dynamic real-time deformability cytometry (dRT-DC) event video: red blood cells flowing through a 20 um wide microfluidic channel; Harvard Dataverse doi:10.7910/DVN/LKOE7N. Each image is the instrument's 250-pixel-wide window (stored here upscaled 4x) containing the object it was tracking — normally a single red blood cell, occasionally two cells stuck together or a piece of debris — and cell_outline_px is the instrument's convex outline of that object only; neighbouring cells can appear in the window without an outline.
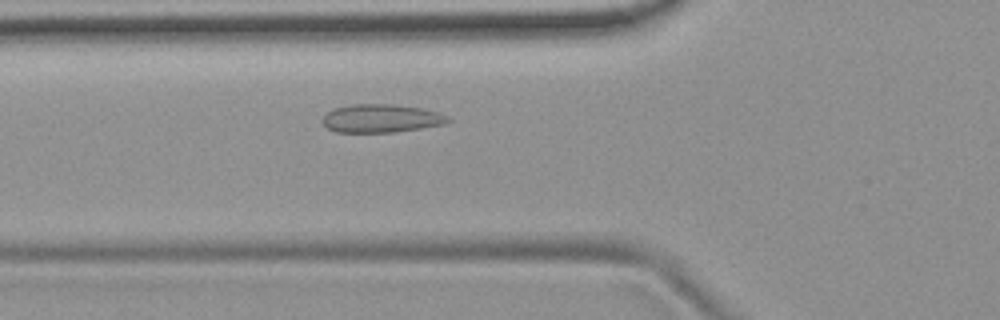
{"species": "common noctule bat (a hibernating species)", "species_latin": "Nyctalus noctula", "temperature_condition": "room temperature", "stored_images_in_passage": 47, "camera_frame_rate_fps": 3000, "um_per_image_px": 0.085, "animal": {"sex": "female", "body_mass_g": 19.9}, "frame": {"image": 1, "passage_image": 13, "time_ms": 4.0, "image_size_px": [1000, 320], "cell_outline_px": [[452, 120], [444, 124], [396, 132], [336, 132], [328, 128], [320, 120], [332, 108], [352, 104], [392, 104], [420, 108], [436, 112], [448, 116]], "centroid_in_image_um": [32.37, 10.06], "position_along_channel_um": 93.4, "area_um2": 20.63}}
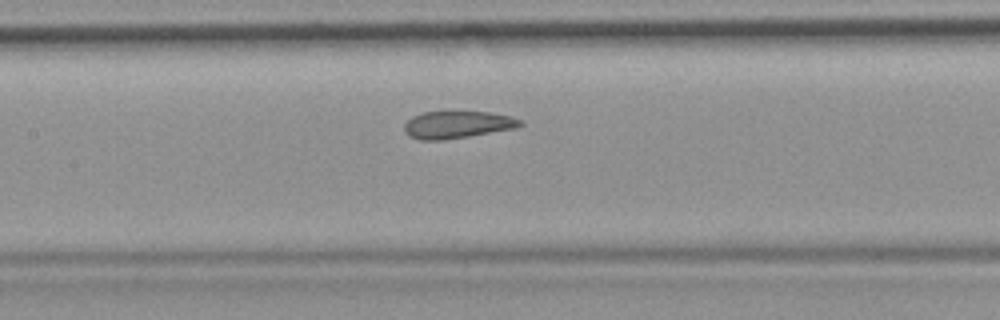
{"frame": {"image": 2, "passage_image": 19, "time_ms": 6.0, "image_size_px": [1000, 320], "cell_outline_px": [[524, 124], [516, 128], [444, 140], [420, 140], [408, 136], [404, 128], [404, 124], [412, 116], [424, 112], [492, 112], [512, 116], [524, 120]], "centroid_in_image_um": [38.91, 10.59], "position_along_channel_um": 168.5, "area_um2": 18.5}}
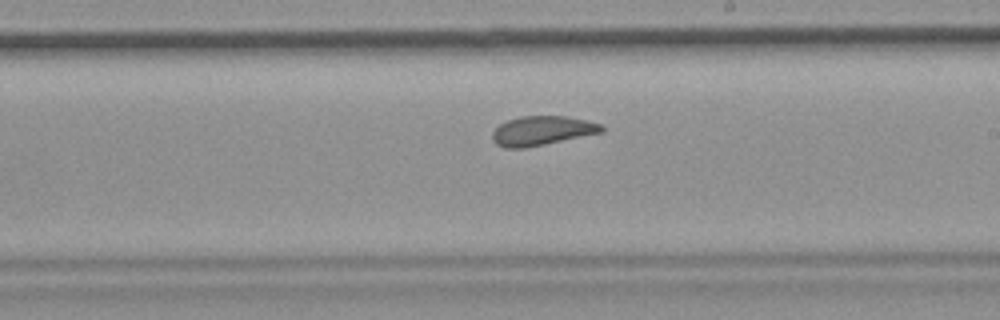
{"frame": {"image": 3, "passage_image": 25, "time_ms": 8.0, "image_size_px": [1000, 320], "cell_outline_px": [[604, 132], [524, 148], [504, 148], [496, 144], [492, 140], [492, 132], [500, 124], [508, 120], [520, 116], [568, 116], [588, 120], [600, 124], [604, 128]], "centroid_in_image_um": [46.07, 11.1], "position_along_channel_um": 242.9, "area_um2": 18.67}}